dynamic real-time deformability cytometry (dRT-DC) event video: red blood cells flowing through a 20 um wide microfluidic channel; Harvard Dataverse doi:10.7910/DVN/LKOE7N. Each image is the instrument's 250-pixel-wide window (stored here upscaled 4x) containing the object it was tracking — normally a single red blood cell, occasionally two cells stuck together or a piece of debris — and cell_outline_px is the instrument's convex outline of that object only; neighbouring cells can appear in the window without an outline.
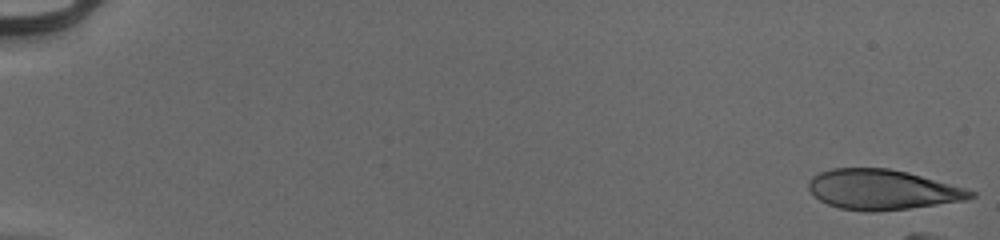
{"species": "human", "species_latin": "Homo sapiens", "temperature_condition": "cold", "stored_images_in_passage": 13, "camera_frame_rate_fps": 3000, "um_per_image_px": 0.085, "donor": {"sex": "male"}, "frame": {"image": 1, "passage_image": 1, "time_ms": 0.0, "image_size_px": [1000, 240], "cell_outline_px": [[976, 196], [964, 200], [908, 208], [876, 212], [864, 212], [840, 208], [828, 204], [820, 200], [808, 188], [808, 180], [812, 176], [820, 172], [832, 168], [888, 168], [908, 172], [964, 188], [976, 192]], "centroid_in_image_um": [74.96, 16.11], "position_along_channel_um": 10.0, "area_um2": 37.63}}